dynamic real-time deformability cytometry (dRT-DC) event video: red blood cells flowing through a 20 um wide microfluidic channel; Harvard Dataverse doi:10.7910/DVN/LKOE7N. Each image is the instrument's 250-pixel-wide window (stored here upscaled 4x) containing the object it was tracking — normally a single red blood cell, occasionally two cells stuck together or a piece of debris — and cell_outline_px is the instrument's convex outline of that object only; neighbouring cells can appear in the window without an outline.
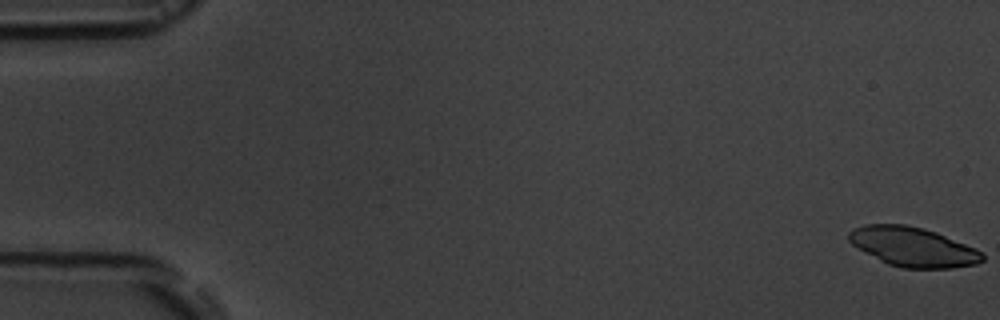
{"species": "common noctule bat (a hibernating species)", "species_latin": "Nyctalus noctula", "temperature_condition": "room temperature", "stored_images_in_passage": 7, "camera_frame_rate_fps": 3000, "um_per_image_px": 0.085, "animal": {"sex": "male", "body_mass_g": 19.5, "forearm_length_mm": 54.6}, "frame": {"image": 1, "passage_image": 1, "time_ms": 0.0, "image_size_px": [1000, 320], "cell_outline_px": [[984, 260], [976, 264], [952, 268], [904, 268], [888, 264], [880, 260], [852, 244], [848, 240], [848, 232], [852, 228], [864, 224], [904, 224], [924, 228], [936, 232], [976, 248], [984, 252]], "centroid_in_image_um": [77.62, 20.97], "position_along_channel_um": 7.4, "area_um2": 30.69}}